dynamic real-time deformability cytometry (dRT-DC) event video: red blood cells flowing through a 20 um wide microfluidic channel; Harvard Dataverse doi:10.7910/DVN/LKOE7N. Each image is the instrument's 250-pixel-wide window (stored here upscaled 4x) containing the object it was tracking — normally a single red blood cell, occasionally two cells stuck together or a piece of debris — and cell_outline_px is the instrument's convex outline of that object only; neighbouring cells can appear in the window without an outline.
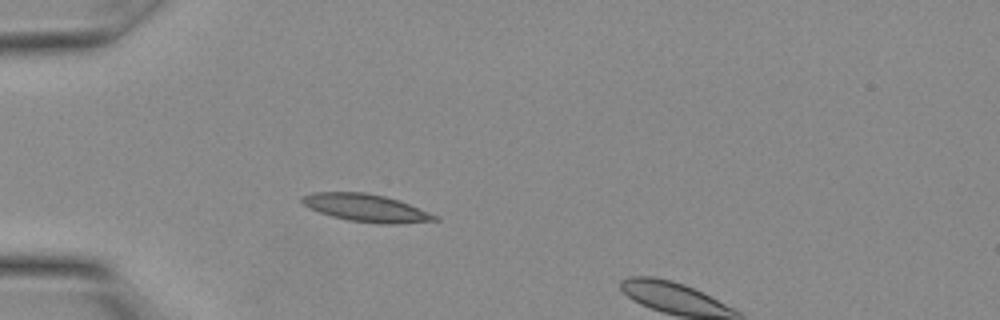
{"species": "Egyptian fruit bat (a non-hibernating species)", "species_latin": "Rousettus aegyptiacus", "temperature_condition": "warm", "stored_images_in_passage": 7, "camera_frame_rate_fps": 3000, "um_per_image_px": 0.085, "animal": {"sex": "female"}, "frame": {"image": 1, "passage_image": 6, "time_ms": 1.667, "image_size_px": [1000, 320], "cell_outline_px": [[440, 220], [396, 224], [380, 224], [348, 220], [332, 216], [308, 208], [300, 200], [300, 196], [312, 192], [364, 192], [384, 196], [400, 200], [428, 212], [436, 216]], "centroid_in_image_um": [31.08, 17.67], "position_along_channel_um": 53.9, "area_um2": 21.33}}